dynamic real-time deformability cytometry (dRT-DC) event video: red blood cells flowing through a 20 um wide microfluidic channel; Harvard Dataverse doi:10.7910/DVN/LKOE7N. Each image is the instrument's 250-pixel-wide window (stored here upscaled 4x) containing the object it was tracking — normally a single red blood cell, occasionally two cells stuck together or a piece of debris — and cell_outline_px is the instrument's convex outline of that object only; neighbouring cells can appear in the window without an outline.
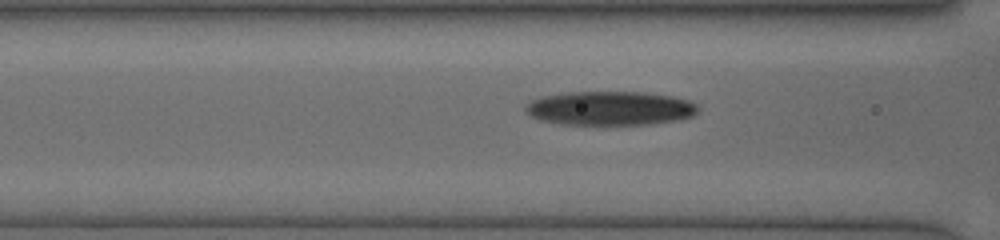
{"species": "human", "species_latin": "Homo sapiens", "temperature_condition": "cold", "stored_images_in_passage": 25, "camera_frame_rate_fps": 3000, "um_per_image_px": 0.085, "donor": {"sex": "female"}, "frame": {"image": 1, "passage_image": 16, "time_ms": 5.0, "image_size_px": [1000, 240], "cell_outline_px": [[700, 108], [692, 116], [680, 120], [652, 124], [604, 128], [560, 124], [540, 120], [524, 112], [524, 108], [532, 100], [544, 96], [568, 92], [644, 92], [672, 96], [688, 100], [696, 104]], "centroid_in_image_um": [51.86, 9.26], "position_along_channel_um": 114.7, "area_um2": 35.55}}
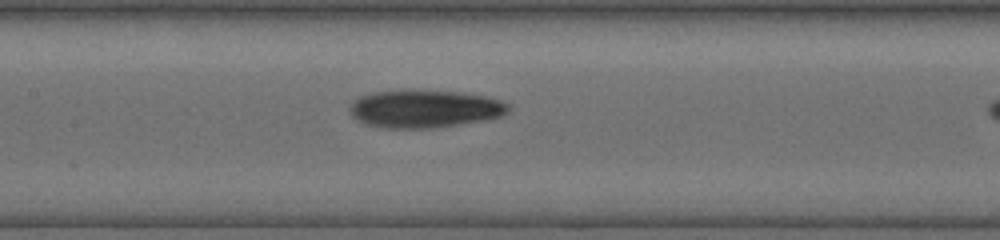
{"frame": {"image": 2, "passage_image": 21, "time_ms": 6.333, "image_size_px": [1000, 240], "cell_outline_px": [[512, 104], [508, 112], [500, 116], [480, 120], [432, 128], [384, 128], [364, 124], [356, 120], [352, 116], [348, 108], [352, 100], [360, 96], [372, 92], [460, 92], [484, 96], [500, 100]], "centroid_in_image_um": [36.05, 9.27], "position_along_channel_um": 171.3, "area_um2": 34.28}}
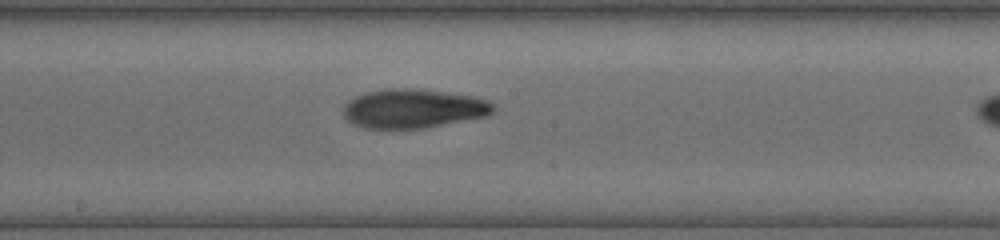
{"frame": {"image": 3, "passage_image": 24, "time_ms": 7.333, "image_size_px": [1000, 240], "cell_outline_px": [[496, 108], [488, 116], [420, 128], [368, 128], [356, 124], [348, 120], [344, 116], [344, 108], [348, 100], [356, 96], [368, 92], [388, 88], [408, 88], [444, 92], [472, 96], [488, 100]], "centroid_in_image_um": [35.15, 9.22], "position_along_channel_um": 213.1, "area_um2": 33.58}}